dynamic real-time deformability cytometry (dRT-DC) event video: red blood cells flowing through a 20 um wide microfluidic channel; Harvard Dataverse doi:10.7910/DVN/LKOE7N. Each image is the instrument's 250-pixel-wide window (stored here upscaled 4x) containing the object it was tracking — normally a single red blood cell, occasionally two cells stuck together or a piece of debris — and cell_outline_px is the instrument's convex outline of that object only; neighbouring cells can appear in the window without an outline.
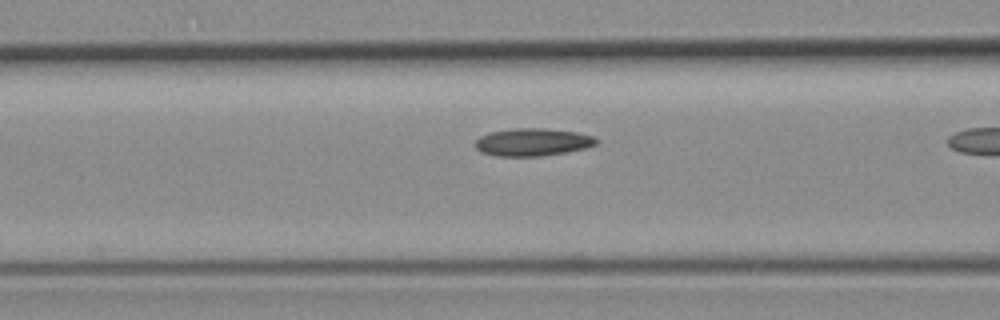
{"species": "common noctule bat (a hibernating species)", "species_latin": "Nyctalus noctula", "temperature_condition": "room temperature", "stored_images_in_passage": 22, "camera_frame_rate_fps": 3000, "um_per_image_px": 0.085, "animal": {"sex": "female", "body_mass_g": 19.3, "forearm_length_mm": 54.1}, "frame": {"image": 1, "passage_image": 17, "time_ms": 5.333, "image_size_px": [1000, 320], "cell_outline_px": [[596, 144], [584, 148], [564, 152], [540, 156], [496, 156], [480, 152], [472, 144], [480, 136], [488, 132], [512, 128], [544, 128], [576, 132], [592, 136], [596, 140]], "centroid_in_image_um": [45.17, 12.07], "position_along_channel_um": 121.4, "area_um2": 19.48}}
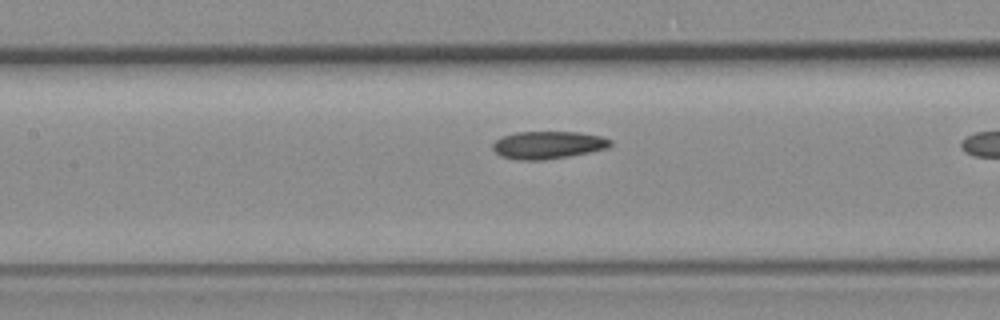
{"frame": {"image": 2, "passage_image": 20, "time_ms": 6.333, "image_size_px": [1000, 320], "cell_outline_px": [[612, 144], [608, 148], [568, 156], [544, 160], [520, 160], [500, 156], [492, 148], [492, 144], [496, 140], [504, 136], [516, 132], [576, 132], [600, 136], [612, 140]], "centroid_in_image_um": [46.57, 12.32], "position_along_channel_um": 160.8, "area_um2": 18.79}}